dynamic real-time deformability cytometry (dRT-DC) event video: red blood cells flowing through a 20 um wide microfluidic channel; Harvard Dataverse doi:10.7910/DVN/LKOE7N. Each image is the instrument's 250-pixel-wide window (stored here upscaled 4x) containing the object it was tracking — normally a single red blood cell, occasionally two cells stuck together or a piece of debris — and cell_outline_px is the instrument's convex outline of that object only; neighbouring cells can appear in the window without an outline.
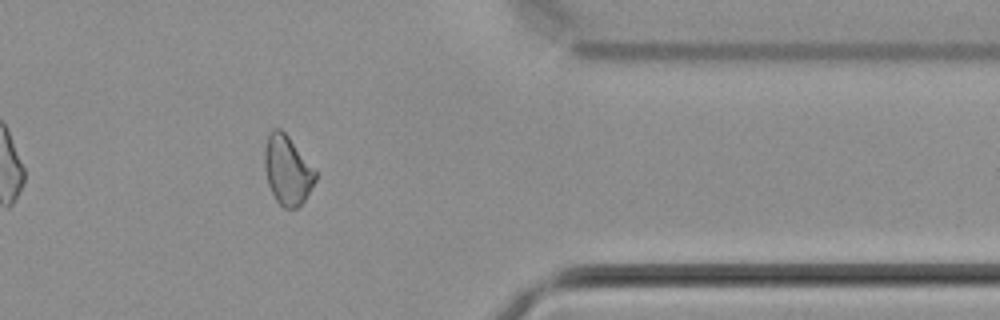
{"species": "common noctule bat (a hibernating species)", "species_latin": "Nyctalus noctula", "temperature_condition": "cold", "stored_images_in_passage": 30, "camera_frame_rate_fps": 3000, "um_per_image_px": 0.085, "animal": {"sex": "male", "body_mass_g": 21.5, "forearm_length_mm": 52.0}, "frame": {"image": 1, "passage_image": 26, "time_ms": 8.333, "image_size_px": [1000, 320], "cell_outline_px": [[316, 180], [304, 200], [296, 208], [284, 208], [276, 200], [268, 184], [264, 164], [264, 152], [268, 136], [272, 128], [280, 128], [288, 136], [316, 172]], "centroid_in_image_um": [24.41, 14.46], "position_along_channel_um": 387.0, "area_um2": 20.06}}